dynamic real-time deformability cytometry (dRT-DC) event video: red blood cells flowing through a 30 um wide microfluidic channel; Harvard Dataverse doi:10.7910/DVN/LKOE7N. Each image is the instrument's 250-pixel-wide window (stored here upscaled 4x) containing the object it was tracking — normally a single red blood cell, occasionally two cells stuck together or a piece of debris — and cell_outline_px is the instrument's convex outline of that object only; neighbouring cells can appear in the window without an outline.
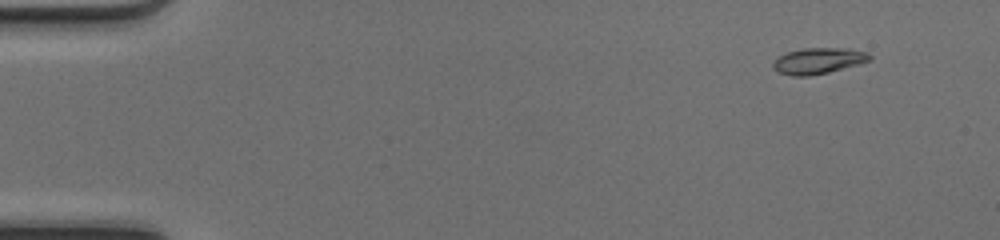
{"species": "common noctule bat (a hibernating species)", "species_latin": "Nyctalus noctula", "temperature_condition": "cold", "stored_images_in_passage": 46, "camera_frame_rate_fps": 3000, "um_per_image_px": 0.085, "animal": {"sex": "female", "body_mass_g": 17.0, "forearm_length_mm": 48.0}, "frame": {"image": 1, "passage_image": 2, "time_ms": 0.333, "image_size_px": [1000, 240], "cell_outline_px": [[872, 60], [860, 64], [828, 72], [808, 76], [792, 76], [780, 72], [772, 68], [772, 64], [780, 56], [788, 52], [804, 48], [848, 48], [868, 52], [872, 56]], "centroid_in_image_um": [69.61, 5.16], "position_along_channel_um": 15.4, "area_um2": 14.62}}
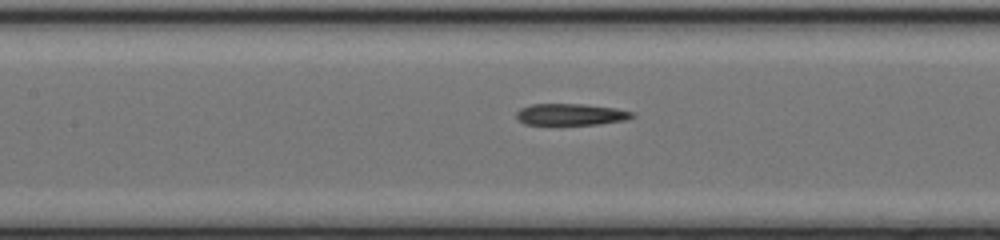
{"frame": {"image": 2, "passage_image": 21, "time_ms": 6.667, "image_size_px": [1000, 240], "cell_outline_px": [[636, 116], [628, 120], [600, 124], [524, 124], [516, 116], [516, 112], [520, 108], [532, 104], [584, 104], [616, 108], [632, 112]], "centroid_in_image_um": [48.56, 9.72], "position_along_channel_um": 158.8, "area_um2": 14.57}}
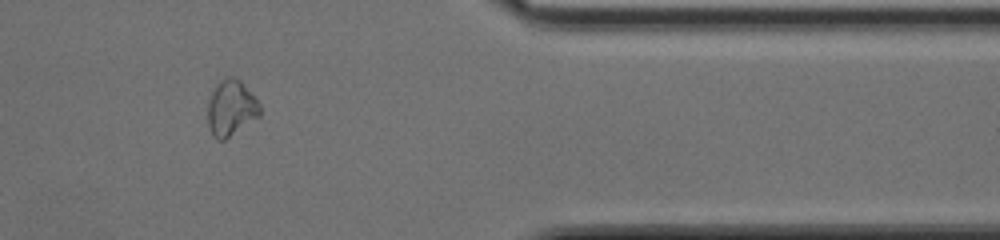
{"frame": {"image": 3, "passage_image": 39, "time_ms": 12.667, "image_size_px": [1000, 240], "cell_outline_px": [[260, 116], [224, 140], [216, 140], [208, 124], [208, 100], [216, 84], [224, 76], [232, 76], [240, 80], [260, 104]], "centroid_in_image_um": [19.63, 9.16], "position_along_channel_um": 391.8, "area_um2": 16.88}}